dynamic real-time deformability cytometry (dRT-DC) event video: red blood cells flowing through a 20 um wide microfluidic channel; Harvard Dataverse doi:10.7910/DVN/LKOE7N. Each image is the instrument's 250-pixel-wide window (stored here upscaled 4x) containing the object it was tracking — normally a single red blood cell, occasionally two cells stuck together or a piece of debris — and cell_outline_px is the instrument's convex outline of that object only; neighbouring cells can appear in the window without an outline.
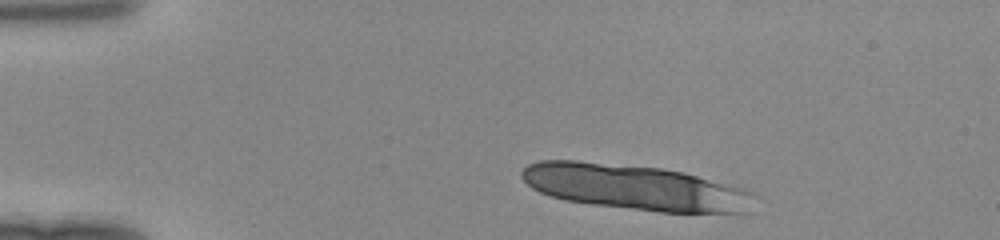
{"species": "human", "species_latin": "Homo sapiens", "temperature_condition": "room temperature", "stored_images_in_passage": 26, "camera_frame_rate_fps": 3000, "um_per_image_px": 0.085, "donor": {"sex": "female"}, "frame": {"image": 1, "passage_image": 3, "time_ms": 0.667, "image_size_px": [1000, 240], "cell_outline_px": [[748, 192], [744, 212], [660, 212], [592, 204], [564, 200], [540, 192], [532, 188], [520, 176], [520, 172], [528, 164], [540, 160], [576, 160], [660, 168], [684, 172], [744, 188]], "centroid_in_image_um": [53.8, 15.9], "position_along_channel_um": 31.2, "area_um2": 60.4}}
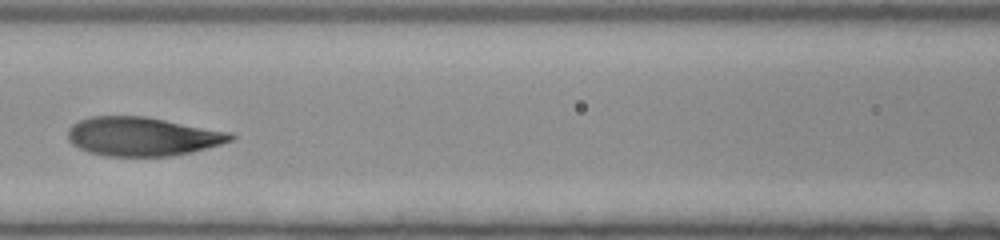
{"frame": {"image": 2, "passage_image": 17, "time_ms": 5.333, "image_size_px": [1000, 240], "cell_outline_px": [[236, 136], [232, 140], [220, 144], [192, 152], [168, 156], [104, 156], [88, 152], [72, 144], [68, 140], [68, 128], [72, 124], [80, 120], [92, 116], [144, 116], [232, 132]], "centroid_in_image_um": [12.09, 11.6], "position_along_channel_um": 154.5, "area_um2": 36.88}}
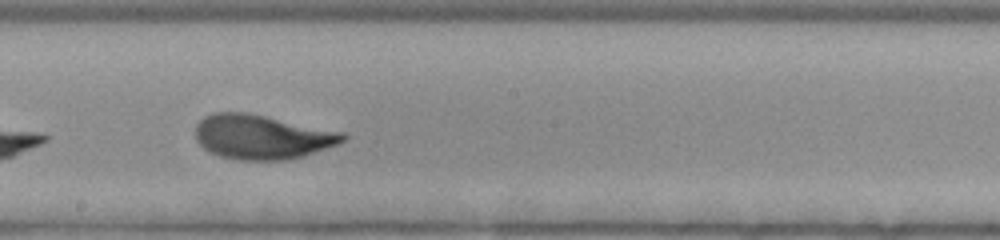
{"frame": {"image": 3, "passage_image": 22, "time_ms": 7.0, "image_size_px": [1000, 240], "cell_outline_px": [[348, 136], [344, 140], [336, 144], [304, 156], [284, 160], [240, 160], [220, 156], [204, 148], [196, 140], [196, 124], [204, 116], [212, 112], [244, 112], [344, 132]], "centroid_in_image_um": [22.24, 11.63], "position_along_channel_um": 226.0, "area_um2": 37.86}}